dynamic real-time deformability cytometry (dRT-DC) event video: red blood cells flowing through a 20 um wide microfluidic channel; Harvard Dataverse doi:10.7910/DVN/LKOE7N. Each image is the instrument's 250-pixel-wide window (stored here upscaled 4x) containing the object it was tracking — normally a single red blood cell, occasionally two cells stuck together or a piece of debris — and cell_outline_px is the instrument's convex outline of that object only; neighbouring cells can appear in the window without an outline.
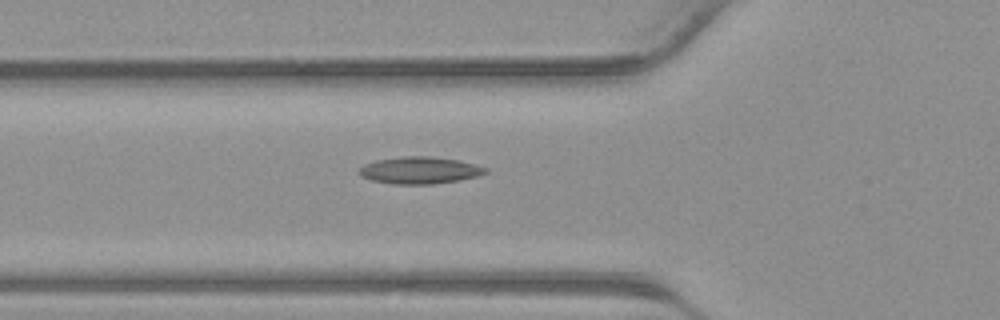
{"species": "common noctule bat (a hibernating species)", "species_latin": "Nyctalus noctula", "temperature_condition": "warm", "stored_images_in_passage": 40, "camera_frame_rate_fps": 3000, "um_per_image_px": 0.085, "animal": {"sex": "male", "body_mass_g": 23.1, "forearm_length_mm": 52.7}, "frame": {"image": 1, "passage_image": 15, "time_ms": 4.667, "image_size_px": [1000, 320], "cell_outline_px": [[488, 172], [476, 176], [456, 180], [432, 184], [392, 184], [372, 180], [360, 176], [360, 168], [364, 164], [376, 160], [400, 156], [432, 156], [460, 160], [476, 164], [488, 168]], "centroid_in_image_um": [35.68, 14.46], "position_along_channel_um": 90.1, "area_um2": 19.88}}
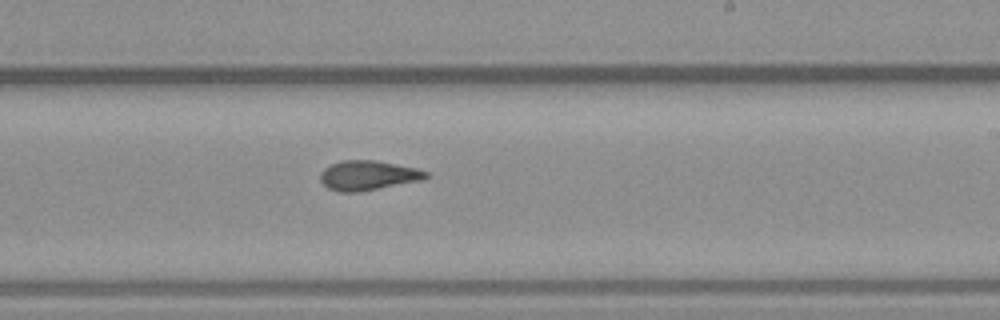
{"frame": {"image": 2, "passage_image": 25, "time_ms": 8.0, "image_size_px": [1000, 320], "cell_outline_px": [[428, 176], [424, 180], [356, 192], [340, 192], [328, 188], [320, 180], [320, 172], [324, 168], [340, 160], [376, 160], [416, 168], [428, 172]], "centroid_in_image_um": [31.27, 14.9], "position_along_channel_um": 257.7, "area_um2": 18.21}}
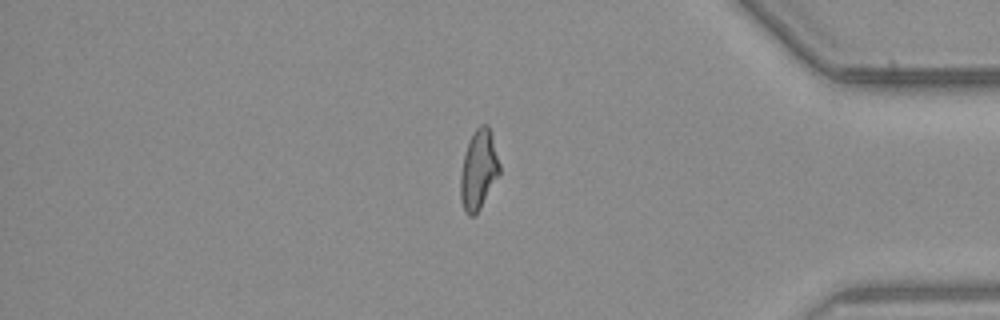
{"frame": {"image": 3, "passage_image": 35, "time_ms": 11.333, "image_size_px": [1000, 320], "cell_outline_px": [[500, 176], [480, 208], [472, 216], [468, 216], [464, 212], [460, 196], [460, 176], [464, 156], [468, 144], [476, 128], [480, 124], [488, 124], [492, 136], [500, 164]], "centroid_in_image_um": [40.69, 14.46], "position_along_channel_um": 394.5, "area_um2": 18.09}}